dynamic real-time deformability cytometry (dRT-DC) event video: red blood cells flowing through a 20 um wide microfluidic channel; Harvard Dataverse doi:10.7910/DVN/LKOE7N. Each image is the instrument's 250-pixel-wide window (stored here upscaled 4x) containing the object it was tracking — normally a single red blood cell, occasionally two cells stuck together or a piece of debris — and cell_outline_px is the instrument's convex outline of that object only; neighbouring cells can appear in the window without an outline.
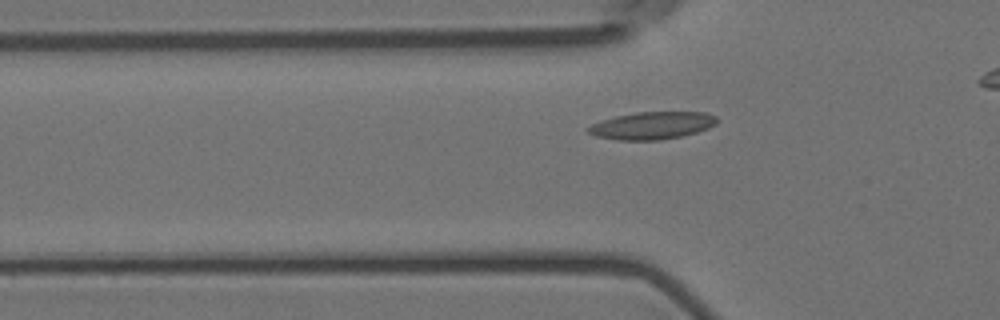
{"species": "Egyptian fruit bat (a non-hibernating species)", "species_latin": "Rousettus aegyptiacus", "temperature_condition": "room temperature", "stored_images_in_passage": 44, "camera_frame_rate_fps": 3000, "um_per_image_px": 0.085, "animal": {"sex": "female"}, "frame": {"image": 1, "passage_image": 13, "time_ms": 4.0, "image_size_px": [1000, 320], "cell_outline_px": [[716, 124], [708, 128], [696, 132], [680, 136], [660, 140], [616, 140], [596, 136], [588, 132], [584, 128], [592, 124], [616, 116], [636, 112], [704, 112], [716, 116]], "centroid_in_image_um": [55.4, 10.67], "position_along_channel_um": 70.4, "area_um2": 20.46}}
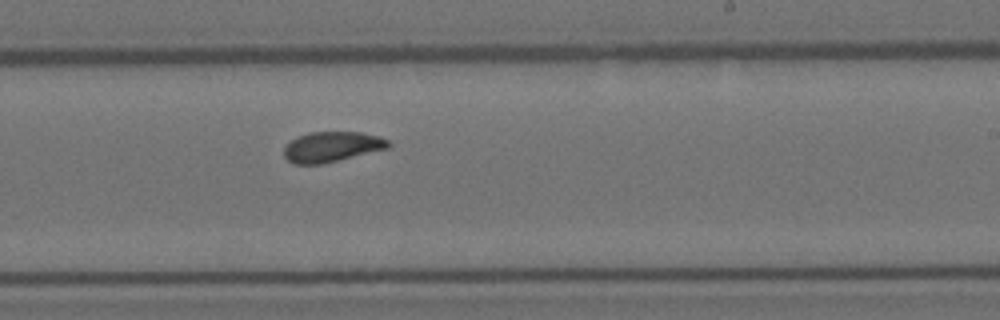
{"frame": {"image": 2, "passage_image": 29, "time_ms": 9.333, "image_size_px": [1000, 320], "cell_outline_px": [[392, 144], [388, 148], [324, 164], [292, 164], [284, 156], [284, 148], [296, 136], [308, 132], [360, 132], [380, 136], [388, 140]], "centroid_in_image_um": [28.21, 12.48], "position_along_channel_um": 260.8, "area_um2": 18.55}}
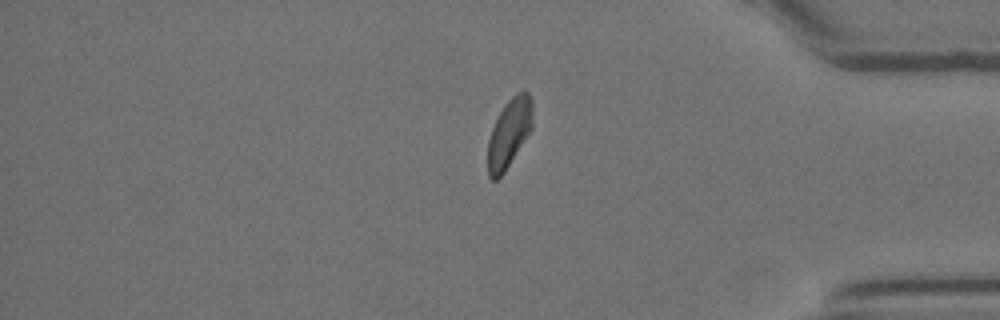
{"frame": {"image": 3, "passage_image": 42, "time_ms": 13.667, "image_size_px": [1000, 320], "cell_outline_px": [[532, 128], [504, 172], [496, 180], [492, 180], [488, 176], [488, 140], [492, 128], [504, 104], [516, 92], [524, 88], [528, 92], [532, 100]], "centroid_in_image_um": [43.28, 11.27], "position_along_channel_um": 391.9, "area_um2": 17.86}, "authors_computed_cell_mechanics": {"area_um2": 18.9295, "velocity_mm_per_s": 3.5635, "shape_relaxation_time_tau1_ms": 5.9783, "shape_relaxation_time_tau2_ms": 1.9366, "deformation_change_tau1": 0.1537, "deformation_change_tau2": 0.0734}}